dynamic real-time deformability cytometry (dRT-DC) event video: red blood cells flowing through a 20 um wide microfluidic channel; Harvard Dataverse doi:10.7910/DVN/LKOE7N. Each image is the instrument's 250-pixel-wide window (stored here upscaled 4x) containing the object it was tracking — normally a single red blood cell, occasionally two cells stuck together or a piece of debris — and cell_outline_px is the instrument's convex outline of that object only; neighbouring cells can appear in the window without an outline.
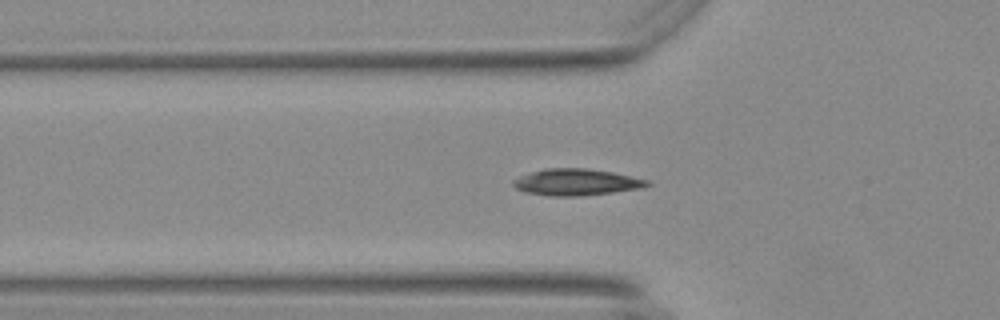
{"species": "Egyptian fruit bat (a non-hibernating species)", "species_latin": "Rousettus aegyptiacus", "temperature_condition": "warm", "stored_images_in_passage": 44, "camera_frame_rate_fps": 3000, "um_per_image_px": 0.085, "animal": {"sex": "female"}, "frame": {"image": 1, "passage_image": 7, "time_ms": 2.0, "image_size_px": [1000, 320], "cell_outline_px": [[652, 184], [644, 188], [580, 196], [548, 196], [528, 192], [516, 188], [512, 184], [512, 180], [520, 176], [544, 168], [588, 168], [612, 172], [648, 180]], "centroid_in_image_um": [49.0, 15.48], "position_along_channel_um": 76.8, "area_um2": 20.69}}
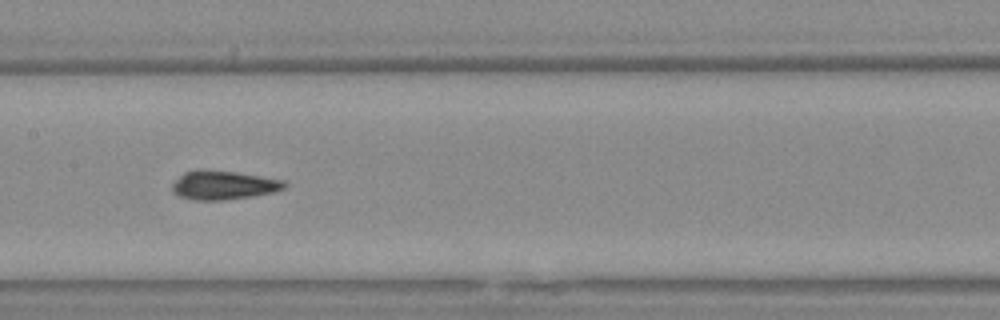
{"frame": {"image": 2, "passage_image": 16, "time_ms": 5.0, "image_size_px": [1000, 320], "cell_outline_px": [[288, 184], [284, 188], [272, 192], [252, 196], [224, 200], [196, 200], [180, 196], [172, 192], [172, 184], [184, 172], [232, 172], [260, 176], [284, 180]], "centroid_in_image_um": [19.03, 15.77], "position_along_channel_um": 188.4, "area_um2": 18.09}}
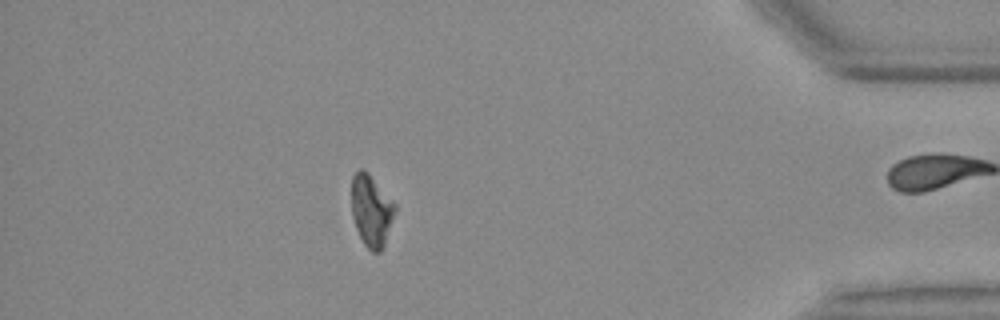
{"frame": {"image": 3, "passage_image": 37, "time_ms": 12.0, "image_size_px": [1000, 320], "cell_outline_px": [[396, 212], [384, 244], [380, 252], [372, 252], [364, 244], [356, 228], [352, 216], [352, 176], [360, 168], [364, 168], [368, 172], [396, 204]], "centroid_in_image_um": [31.57, 17.88], "position_along_channel_um": 403.6, "area_um2": 18.15}, "authors_computed_cell_mechanics": {"area_um2": 18.7561, "velocity_mm_per_s": 3.7044, "shape_relaxation_time_tau1_ms": 9.5717, "shape_relaxation_time_tau2_ms": 7.6186, "deformation_change_tau1": 0.2007, "deformation_change_tau2": 0.1178}}